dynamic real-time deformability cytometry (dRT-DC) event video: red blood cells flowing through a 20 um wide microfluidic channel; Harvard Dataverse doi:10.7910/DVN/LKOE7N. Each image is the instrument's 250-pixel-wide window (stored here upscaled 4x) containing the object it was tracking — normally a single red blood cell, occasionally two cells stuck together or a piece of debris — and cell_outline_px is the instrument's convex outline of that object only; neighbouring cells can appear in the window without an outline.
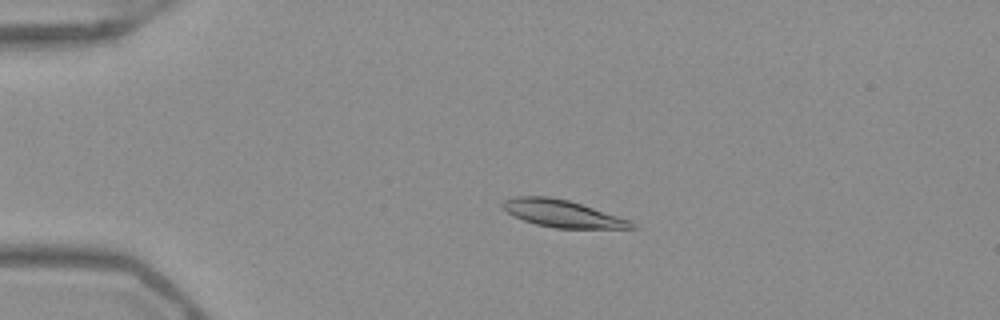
{"species": "Egyptian fruit bat (a non-hibernating species)", "species_latin": "Rousettus aegyptiacus", "temperature_condition": "warm", "stored_images_in_passage": 48, "camera_frame_rate_fps": 3000, "um_per_image_px": 0.085, "frame": {"image": 1, "passage_image": 12, "time_ms": 3.667, "image_size_px": [1000, 320], "cell_outline_px": [[636, 228], [556, 228], [536, 224], [524, 220], [508, 212], [500, 204], [504, 200], [512, 196], [548, 196], [568, 200], [632, 220], [636, 224]], "centroid_in_image_um": [47.82, 18.14], "position_along_channel_um": 37.2, "area_um2": 20.29}}
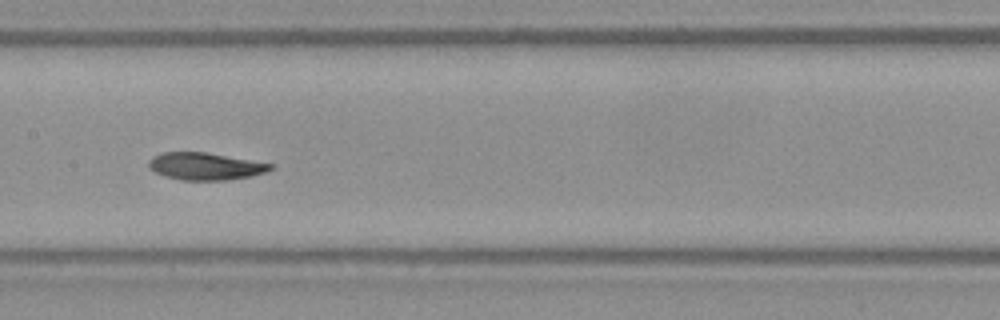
{"frame": {"image": 2, "passage_image": 27, "time_ms": 8.667, "image_size_px": [1000, 320], "cell_outline_px": [[276, 164], [268, 172], [252, 176], [228, 180], [180, 180], [164, 176], [148, 168], [148, 160], [152, 156], [160, 152], [204, 152]], "centroid_in_image_um": [17.45, 14.13], "position_along_channel_um": 190.0, "area_um2": 19.59}}
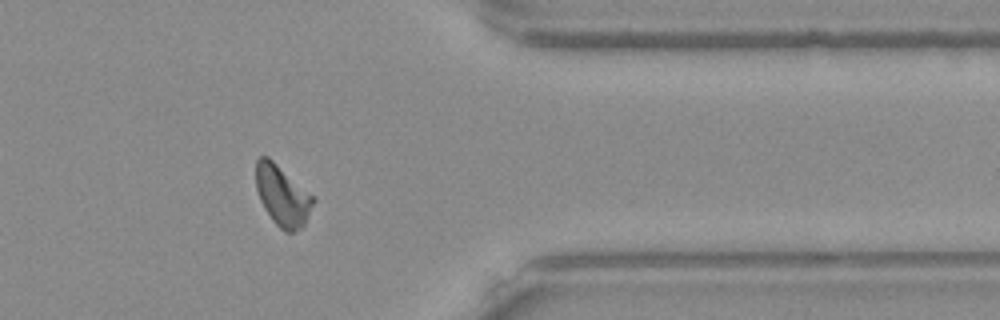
{"frame": {"image": 3, "passage_image": 43, "time_ms": 14.0, "image_size_px": [1000, 320], "cell_outline_px": [[316, 200], [304, 224], [300, 228], [292, 232], [284, 232], [272, 220], [264, 208], [260, 200], [256, 188], [256, 160], [260, 156], [268, 156], [312, 196]], "centroid_in_image_um": [23.98, 16.64], "position_along_channel_um": 387.4, "area_um2": 19.83}, "authors_computed_cell_mechanics": {"area_um2": 20.1144, "velocity_mm_per_s": 3.9516, "shape_relaxation_time_tau1_ms": null, "shape_relaxation_time_tau2_ms": 7.4964, "deformation_change_tau1": null, "deformation_change_tau2": 0.1147}}